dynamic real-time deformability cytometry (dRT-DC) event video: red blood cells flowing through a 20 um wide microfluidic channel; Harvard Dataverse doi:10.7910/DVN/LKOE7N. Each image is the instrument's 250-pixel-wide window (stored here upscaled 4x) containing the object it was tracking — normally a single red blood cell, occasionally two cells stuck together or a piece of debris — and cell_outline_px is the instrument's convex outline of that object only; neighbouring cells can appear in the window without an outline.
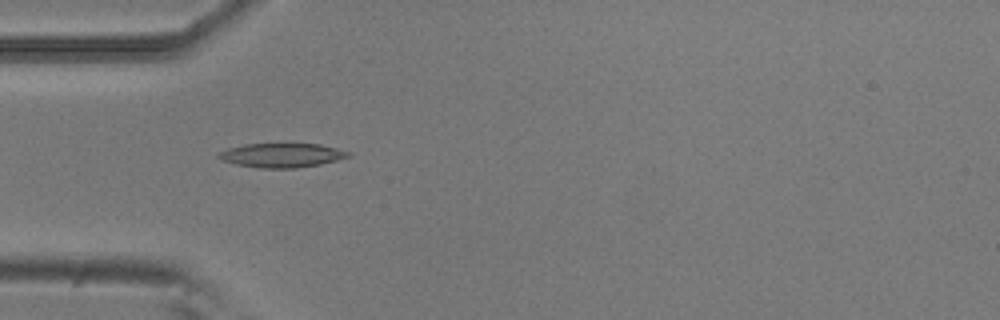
{"species": "common noctule bat (a hibernating species)", "species_latin": "Nyctalus noctula", "temperature_condition": "room temperature", "stored_images_in_passage": 39, "camera_frame_rate_fps": 3000, "um_per_image_px": 0.085, "animal": {"sex": "male", "body_mass_g": 20.5, "forearm_length_mm": 52.5}, "frame": {"image": 1, "passage_image": 2, "time_ms": 0.333, "image_size_px": [1000, 320], "cell_outline_px": [[352, 156], [320, 164], [296, 168], [260, 168], [236, 164], [220, 160], [216, 156], [216, 152], [228, 148], [244, 144], [320, 144], [352, 152]], "centroid_in_image_um": [23.92, 13.2], "position_along_channel_um": 61.1, "area_um2": 18.38}}
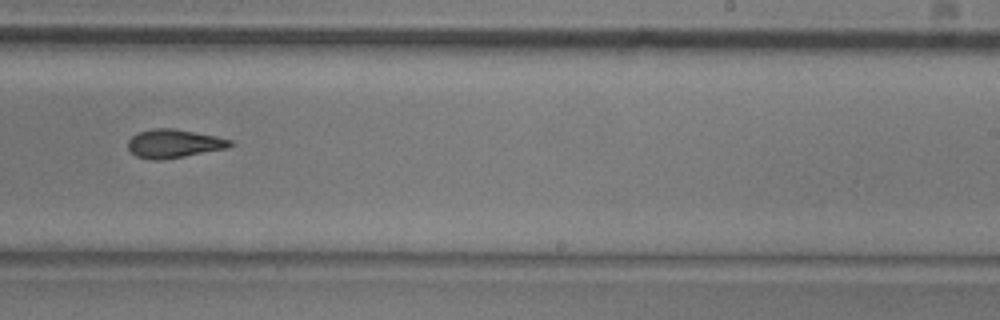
{"frame": {"image": 2, "passage_image": 19, "time_ms": 6.0, "image_size_px": [1000, 320], "cell_outline_px": [[232, 144], [228, 148], [184, 156], [160, 160], [152, 160], [136, 156], [128, 148], [128, 140], [132, 136], [140, 132], [152, 128], [172, 128], [216, 136], [232, 140]], "centroid_in_image_um": [14.77, 12.2], "position_along_channel_um": 274.2, "area_um2": 16.82}}
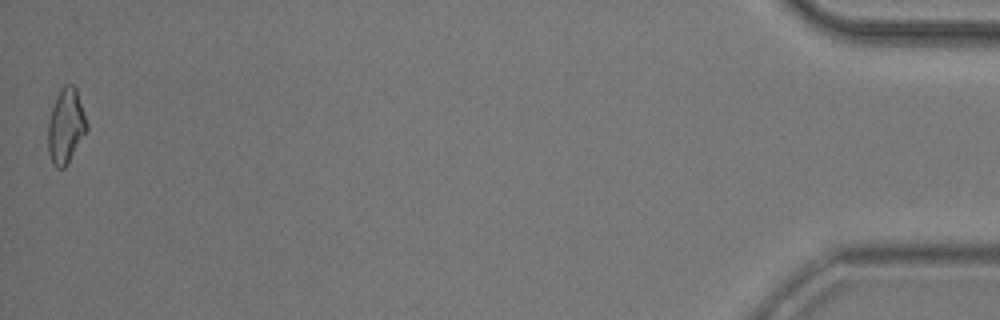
{"frame": {"image": 3, "passage_image": 39, "time_ms": 12.667, "image_size_px": [1000, 320], "cell_outline_px": [[88, 128], [64, 168], [56, 168], [52, 164], [48, 152], [48, 120], [56, 96], [60, 88], [64, 84], [72, 84], [76, 88], [88, 124]], "centroid_in_image_um": [5.58, 10.69], "position_along_channel_um": 429.6, "area_um2": 16.82}, "authors_computed_cell_mechanics": {"area_um2": 16.9354, "velocity_mm_per_s": 3.7766, "shape_relaxation_time_tau1_ms": 8.6872, "shape_relaxation_time_tau2_ms": 3.9128, "deformation_change_tau1": 0.2112, "deformation_change_tau2": 0.1162}}